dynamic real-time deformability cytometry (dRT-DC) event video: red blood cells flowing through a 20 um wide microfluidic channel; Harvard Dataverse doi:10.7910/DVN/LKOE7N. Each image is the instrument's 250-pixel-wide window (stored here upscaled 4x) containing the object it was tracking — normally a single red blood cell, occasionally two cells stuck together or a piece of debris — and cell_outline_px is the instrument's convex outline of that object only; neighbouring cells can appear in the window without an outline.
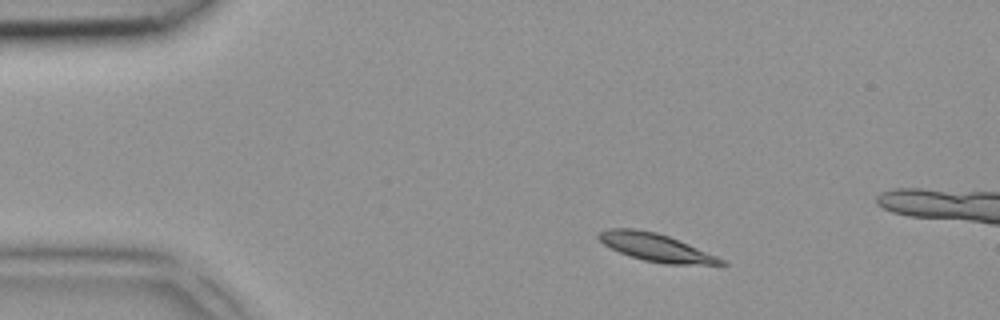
{"species": "common noctule bat (a hibernating species)", "species_latin": "Nyctalus noctula", "temperature_condition": "room temperature", "stored_images_in_passage": 2, "camera_frame_rate_fps": 3000, "um_per_image_px": 0.085, "animal": {"sex": "female", "body_mass_g": 18.4}, "frame": {"image": 1, "passage_image": 1, "time_ms": 0.0, "image_size_px": [1000, 320], "cell_outline_px": [[728, 264], [664, 264], [644, 260], [620, 252], [604, 244], [596, 236], [600, 232], [608, 228], [636, 228], [656, 232], [680, 240], [716, 256], [724, 260]], "centroid_in_image_um": [55.73, 21.01], "position_along_channel_um": 29.3, "area_um2": 19.54}}